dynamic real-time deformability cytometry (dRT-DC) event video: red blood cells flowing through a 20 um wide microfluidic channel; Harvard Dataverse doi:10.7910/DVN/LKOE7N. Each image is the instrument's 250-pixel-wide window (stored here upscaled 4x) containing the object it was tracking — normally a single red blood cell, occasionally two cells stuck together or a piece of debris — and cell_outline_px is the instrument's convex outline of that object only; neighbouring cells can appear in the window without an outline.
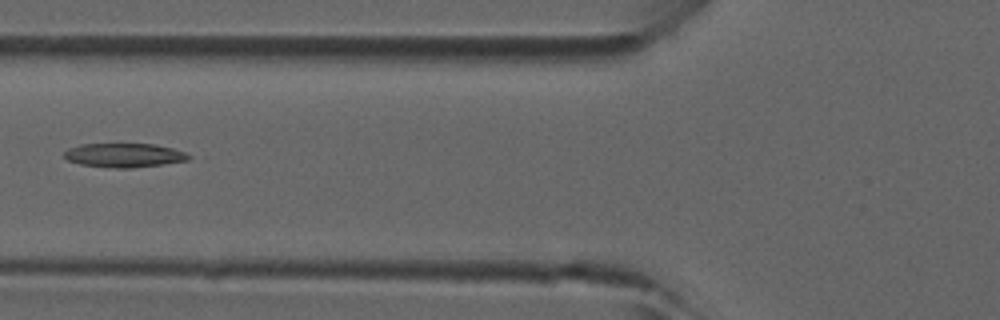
{"species": "common noctule bat (a hibernating species)", "species_latin": "Nyctalus noctula", "temperature_condition": "room temperature", "stored_images_in_passage": 6, "camera_frame_rate_fps": 3000, "um_per_image_px": 0.085, "animal": {"sex": "male", "forearm_length_mm": 52.5}, "frame": {"image": 1, "passage_image": 5, "time_ms": 1.333, "image_size_px": [1000, 320], "cell_outline_px": [[192, 156], [188, 160], [132, 168], [116, 168], [80, 164], [68, 160], [64, 156], [64, 152], [68, 148], [80, 144], [156, 144], [172, 148], [184, 152]], "centroid_in_image_um": [10.54, 13.19], "position_along_channel_um": 115.3, "area_um2": 17.28}}
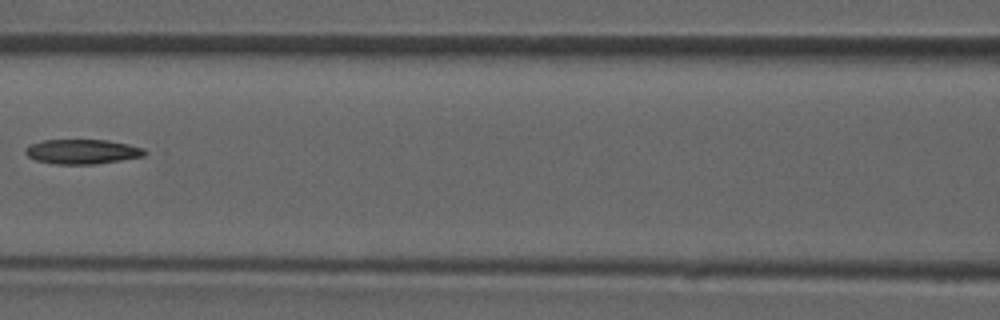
{"frame": {"image": 2, "passage_image": 6, "time_ms": 1.667, "image_size_px": [1000, 320], "cell_outline_px": [[148, 152], [144, 156], [96, 164], [56, 164], [36, 160], [28, 156], [24, 152], [24, 148], [32, 144], [44, 140], [108, 140], [128, 144], [144, 148]], "centroid_in_image_um": [7.01, 12.89], "position_along_channel_um": 159.6, "area_um2": 17.11}}